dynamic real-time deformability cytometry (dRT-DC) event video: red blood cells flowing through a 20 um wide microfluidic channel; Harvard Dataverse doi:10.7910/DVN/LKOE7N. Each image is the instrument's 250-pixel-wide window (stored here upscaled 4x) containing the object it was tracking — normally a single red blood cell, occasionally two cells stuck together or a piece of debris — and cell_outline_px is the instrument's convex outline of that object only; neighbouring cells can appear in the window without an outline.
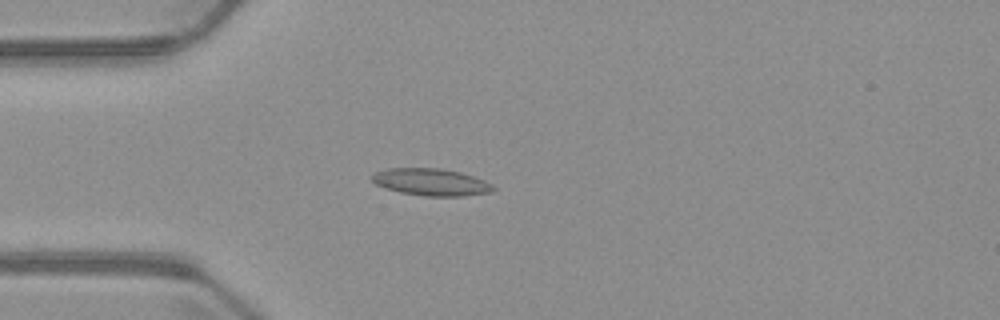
{"species": "common noctule bat (a hibernating species)", "species_latin": "Nyctalus noctula", "temperature_condition": "warm", "stored_images_in_passage": 4, "camera_frame_rate_fps": 3000, "um_per_image_px": 0.085, "animal": {"sex": "male", "body_mass_g": 23.1, "forearm_length_mm": 52.7}, "frame": {"image": 1, "passage_image": 4, "time_ms": 3.667, "image_size_px": [1000, 320], "cell_outline_px": [[496, 188], [492, 192], [464, 196], [424, 196], [400, 192], [376, 184], [372, 180], [372, 172], [388, 168], [440, 168], [460, 172], [484, 180], [492, 184]], "centroid_in_image_um": [36.65, 15.47], "position_along_channel_um": 48.3, "area_um2": 19.13}}